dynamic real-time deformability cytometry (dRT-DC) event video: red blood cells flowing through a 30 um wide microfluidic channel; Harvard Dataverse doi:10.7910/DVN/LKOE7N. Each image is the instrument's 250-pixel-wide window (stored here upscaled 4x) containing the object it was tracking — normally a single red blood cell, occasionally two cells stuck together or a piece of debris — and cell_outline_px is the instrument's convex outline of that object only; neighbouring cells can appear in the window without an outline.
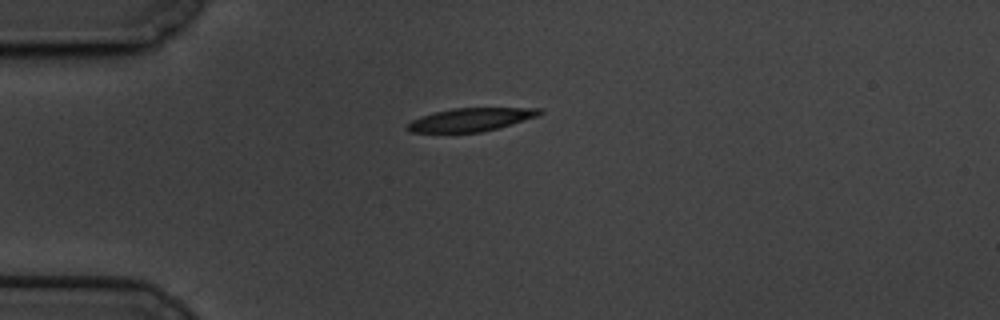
{"species": "common noctule bat (a hibernating species)", "species_latin": "Nyctalus noctula", "temperature_condition": "cold", "stored_images_in_passage": 46, "camera_frame_rate_fps": 3000, "um_per_image_px": 0.085, "animal": {"sex": "male", "body_mass_g": 19.5, "forearm_length_mm": 54.6}, "frame": {"image": 1, "passage_image": 1, "time_ms": 0.0, "image_size_px": [1000, 320], "cell_outline_px": [[544, 112], [536, 116], [512, 124], [480, 132], [412, 132], [404, 128], [412, 120], [420, 116], [452, 108], [544, 108]], "centroid_in_image_um": [40.01, 10.16], "position_along_channel_um": 45.0, "area_um2": 17.69}}
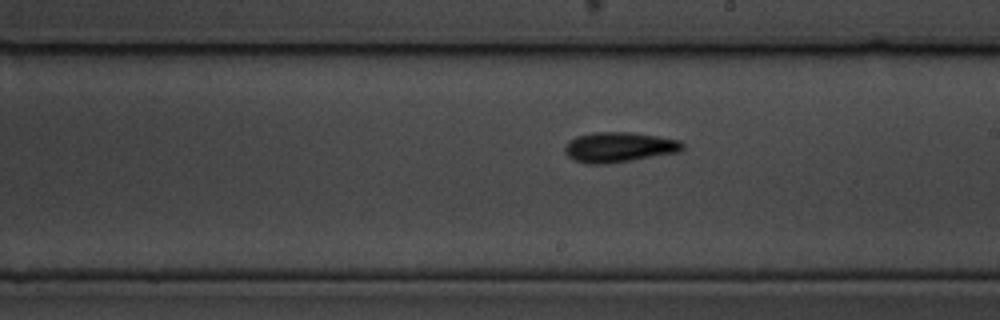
{"frame": {"image": 2, "passage_image": 20, "time_ms": 6.333, "image_size_px": [1000, 320], "cell_outline_px": [[684, 148], [680, 152], [632, 160], [600, 164], [588, 164], [576, 160], [568, 156], [564, 152], [564, 148], [576, 136], [596, 132], [632, 132], [680, 140], [684, 144]], "centroid_in_image_um": [52.66, 12.51], "position_along_channel_um": 236.3, "area_um2": 20.46}}
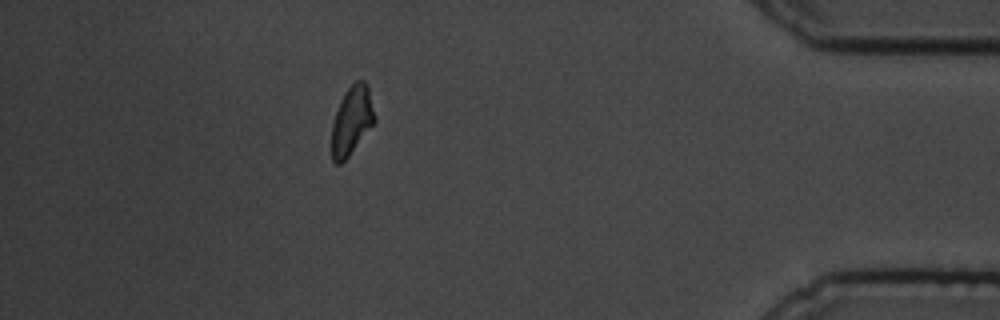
{"frame": {"image": 3, "passage_image": 39, "time_ms": 12.667, "image_size_px": [1000, 320], "cell_outline_px": [[376, 120], [348, 156], [340, 164], [336, 164], [332, 160], [332, 124], [340, 100], [344, 92], [356, 80], [364, 80], [368, 84], [376, 116]], "centroid_in_image_um": [29.91, 10.2], "position_along_channel_um": 405.3, "area_um2": 17.11}, "authors_computed_cell_mechanics": {"area_um2": 18.207, "velocity_mm_per_s": 3.3558, "shape_relaxation_time_tau1_ms": 4.6541, "shape_relaxation_time_tau2_ms": 5.9429, "deformation_change_tau1": 0.1382, "deformation_change_tau2": 0.1259}}